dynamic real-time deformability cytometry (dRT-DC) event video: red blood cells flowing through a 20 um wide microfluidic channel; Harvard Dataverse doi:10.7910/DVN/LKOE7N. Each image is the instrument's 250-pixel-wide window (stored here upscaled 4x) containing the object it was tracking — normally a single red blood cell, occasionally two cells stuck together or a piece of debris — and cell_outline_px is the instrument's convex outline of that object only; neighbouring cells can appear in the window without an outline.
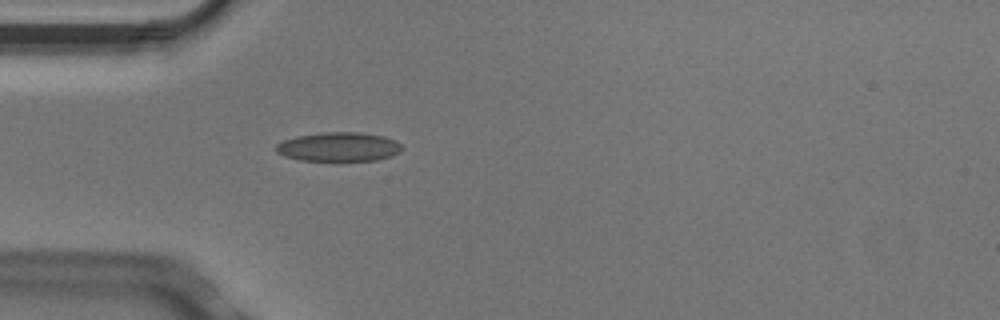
{"species": "Egyptian fruit bat (a non-hibernating species)", "species_latin": "Rousettus aegyptiacus", "temperature_condition": "cold", "stored_images_in_passage": 1, "camera_frame_rate_fps": 3000, "um_per_image_px": 0.085, "animal": {"sex": "male"}, "frame": {"image": 1, "passage_image": 1, "time_ms": 0.0, "image_size_px": [1000, 320], "cell_outline_px": [[404, 148], [400, 152], [392, 156], [376, 160], [300, 160], [284, 156], [276, 152], [276, 144], [284, 140], [296, 136], [320, 132], [360, 132], [384, 136], [396, 140]], "centroid_in_image_um": [28.81, 12.47], "position_along_channel_um": 56.2, "area_um2": 21.44}}